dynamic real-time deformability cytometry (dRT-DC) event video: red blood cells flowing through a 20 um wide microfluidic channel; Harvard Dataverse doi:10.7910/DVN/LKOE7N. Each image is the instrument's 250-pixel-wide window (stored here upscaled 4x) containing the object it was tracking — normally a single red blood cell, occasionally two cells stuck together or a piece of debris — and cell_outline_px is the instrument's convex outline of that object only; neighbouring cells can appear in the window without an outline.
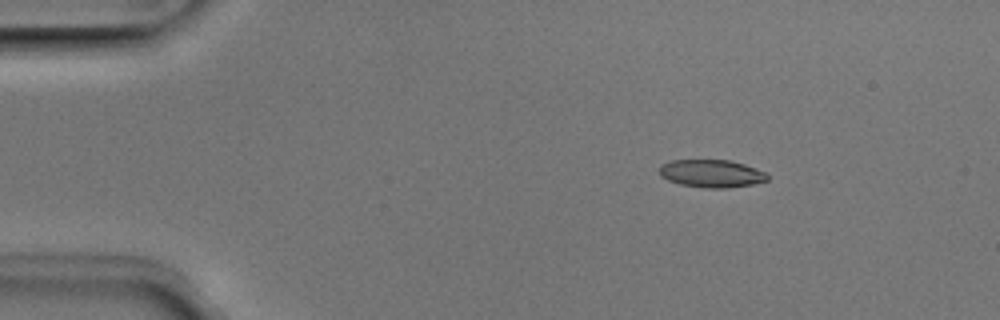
{"species": "Egyptian fruit bat (a non-hibernating species)", "species_latin": "Rousettus aegyptiacus", "temperature_condition": "room temperature", "stored_images_in_passage": 4, "camera_frame_rate_fps": 3000, "um_per_image_px": 0.085, "animal": {"sex": "male"}, "frame": {"image": 1, "passage_image": 2, "time_ms": 0.333, "image_size_px": [1000, 320], "cell_outline_px": [[768, 180], [752, 184], [724, 188], [708, 188], [680, 184], [668, 180], [660, 176], [660, 164], [672, 160], [732, 160], [744, 164], [764, 172], [768, 176]], "centroid_in_image_um": [60.45, 14.74], "position_along_channel_um": 24.6, "area_um2": 17.34}}